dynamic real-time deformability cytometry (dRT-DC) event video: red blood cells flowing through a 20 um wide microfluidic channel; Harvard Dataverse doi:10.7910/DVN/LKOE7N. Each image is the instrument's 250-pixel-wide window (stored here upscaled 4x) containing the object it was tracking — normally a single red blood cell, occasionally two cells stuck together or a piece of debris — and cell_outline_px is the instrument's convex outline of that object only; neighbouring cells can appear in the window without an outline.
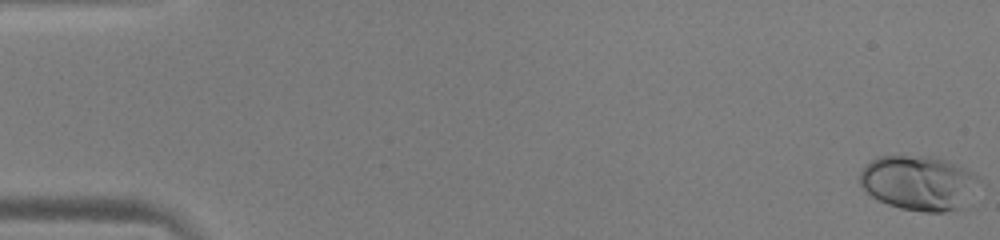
{"species": "human", "species_latin": "Homo sapiens", "temperature_condition": "warm", "stored_images_in_passage": 52, "camera_frame_rate_fps": 3000, "um_per_image_px": 0.085, "donor": {"sex": "male"}, "frame": {"image": 1, "passage_image": 1, "time_ms": 0.0, "image_size_px": [1000, 240], "cell_outline_px": [[980, 180], [960, 208], [944, 212], [924, 212], [900, 208], [888, 204], [872, 196], [860, 184], [860, 172], [872, 160], [880, 156], [928, 156], [944, 160], [964, 168], [976, 176]], "centroid_in_image_um": [78.05, 15.55], "position_along_channel_um": 6.9, "area_um2": 37.17}}
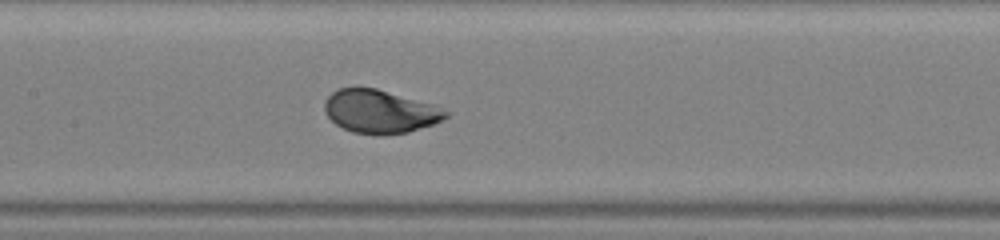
{"frame": {"image": 2, "passage_image": 26, "time_ms": 8.333, "image_size_px": [1000, 240], "cell_outline_px": [[452, 112], [448, 116], [432, 124], [408, 132], [380, 136], [352, 132], [336, 124], [324, 112], [324, 104], [328, 96], [332, 92], [340, 88], [376, 88], [432, 104]], "centroid_in_image_um": [32.29, 9.49], "position_along_channel_um": 175.1, "area_um2": 30.46}}
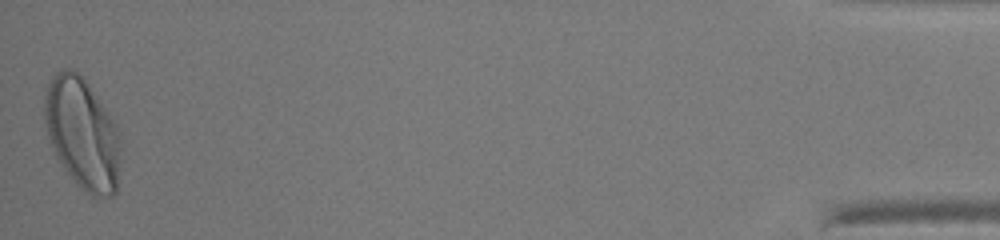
{"frame": {"image": 3, "passage_image": 52, "time_ms": 17.0, "image_size_px": [1000, 240], "cell_outline_px": [[120, 164], [116, 192], [112, 196], [92, 196], [76, 184], [64, 168], [56, 156], [48, 136], [44, 120], [44, 96], [48, 80], [56, 72], [64, 68], [68, 68], [76, 72], [84, 80], [96, 96], [116, 124], [120, 136]], "centroid_in_image_um": [6.99, 11.36], "position_along_channel_um": 428.2, "area_um2": 49.13}, "authors_computed_cell_mechanics": {"area_um2": 31.9345, "velocity_mm_per_s": 4.0039, "shape_relaxation_time_tau1_ms": 2.3778, "shape_relaxation_time_tau2_ms": null, "deformation_change_tau1": 0.1558, "deformation_change_tau2": null}}